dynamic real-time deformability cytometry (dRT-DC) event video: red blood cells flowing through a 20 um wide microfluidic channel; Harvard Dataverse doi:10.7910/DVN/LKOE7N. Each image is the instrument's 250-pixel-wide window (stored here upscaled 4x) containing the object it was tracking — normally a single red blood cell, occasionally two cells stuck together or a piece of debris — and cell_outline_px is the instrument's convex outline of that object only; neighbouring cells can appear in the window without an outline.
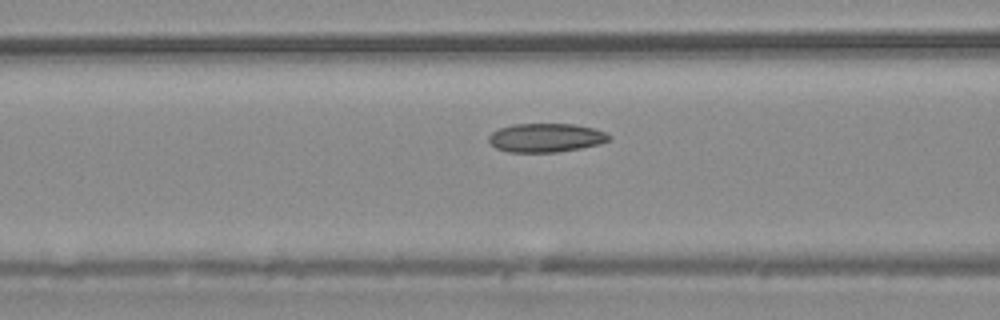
{"species": "common noctule bat (a hibernating species)", "species_latin": "Nyctalus noctula", "temperature_condition": "warm", "stored_images_in_passage": 15, "camera_frame_rate_fps": 3000, "um_per_image_px": 0.085, "animal": {"sex": "male", "body_mass_g": 20.4}, "frame": {"image": 1, "passage_image": 13, "time_ms": 4.0, "image_size_px": [1000, 320], "cell_outline_px": [[612, 136], [608, 140], [600, 144], [580, 148], [556, 152], [508, 152], [496, 148], [488, 140], [488, 136], [492, 132], [500, 128], [512, 124], [572, 124], [592, 128], [604, 132]], "centroid_in_image_um": [46.38, 11.71], "position_along_channel_um": 120.2, "area_um2": 20.06}}